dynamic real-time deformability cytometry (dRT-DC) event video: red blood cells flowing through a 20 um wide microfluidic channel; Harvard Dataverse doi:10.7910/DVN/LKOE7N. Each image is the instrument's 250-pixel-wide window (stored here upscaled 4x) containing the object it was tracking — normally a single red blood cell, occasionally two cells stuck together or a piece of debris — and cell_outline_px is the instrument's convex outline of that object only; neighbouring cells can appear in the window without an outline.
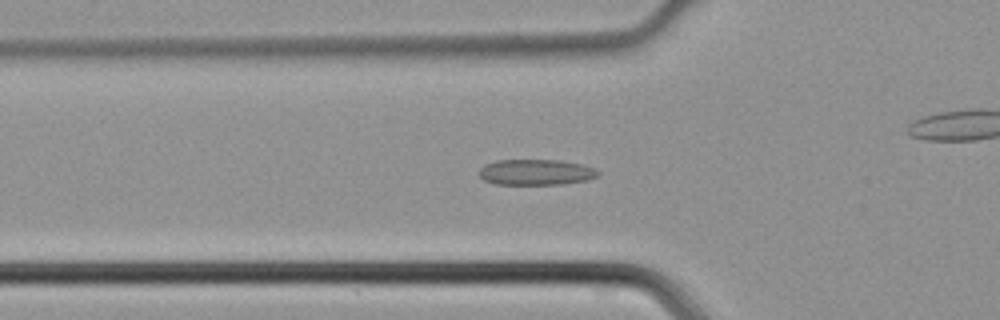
{"species": "common noctule bat (a hibernating species)", "species_latin": "Nyctalus noctula", "temperature_condition": "cold", "stored_images_in_passage": 36, "camera_frame_rate_fps": 3000, "um_per_image_px": 0.085, "animal": {"sex": "male", "body_mass_g": 21.5, "forearm_length_mm": 52.0}, "frame": {"image": 1, "passage_image": 12, "time_ms": 3.667, "image_size_px": [1000, 320], "cell_outline_px": [[600, 172], [596, 176], [588, 180], [560, 184], [496, 184], [484, 180], [476, 172], [484, 164], [496, 160], [560, 160], [584, 164], [596, 168]], "centroid_in_image_um": [45.55, 14.62], "position_along_channel_um": 80.3, "area_um2": 18.03}}
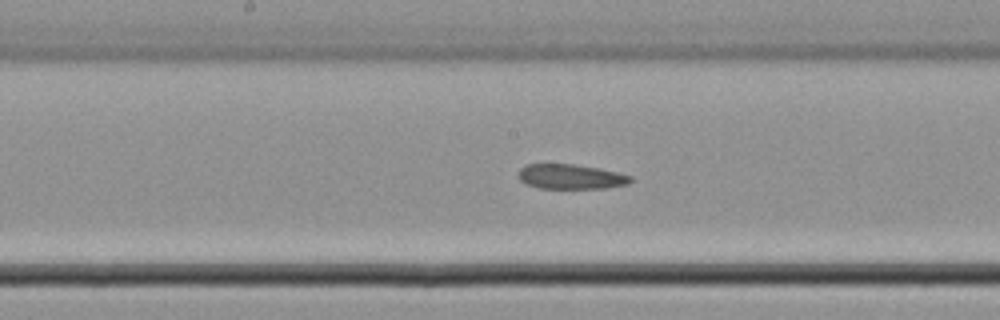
{"frame": {"image": 2, "passage_image": 20, "time_ms": 6.333, "image_size_px": [1000, 320], "cell_outline_px": [[632, 180], [628, 184], [604, 188], [540, 188], [528, 184], [520, 180], [516, 176], [520, 168], [528, 164], [572, 164], [600, 168], [632, 176]], "centroid_in_image_um": [48.5, 15.01], "position_along_channel_um": 199.7, "area_um2": 16.18}}
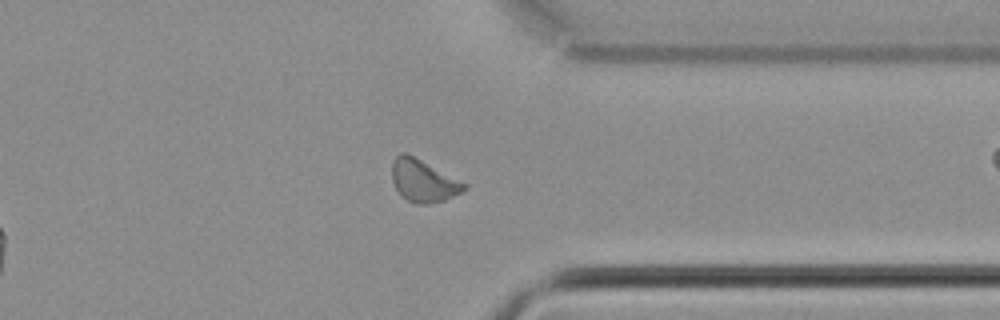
{"frame": {"image": 3, "passage_image": 32, "time_ms": 10.333, "image_size_px": [1000, 320], "cell_outline_px": [[468, 188], [444, 200], [424, 204], [416, 204], [408, 200], [396, 188], [392, 180], [392, 160], [400, 152], [408, 152], [468, 184]], "centroid_in_image_um": [35.98, 15.32], "position_along_channel_um": 375.4, "area_um2": 17.8}}